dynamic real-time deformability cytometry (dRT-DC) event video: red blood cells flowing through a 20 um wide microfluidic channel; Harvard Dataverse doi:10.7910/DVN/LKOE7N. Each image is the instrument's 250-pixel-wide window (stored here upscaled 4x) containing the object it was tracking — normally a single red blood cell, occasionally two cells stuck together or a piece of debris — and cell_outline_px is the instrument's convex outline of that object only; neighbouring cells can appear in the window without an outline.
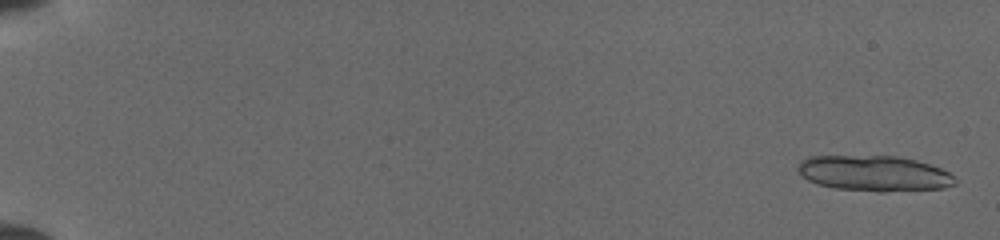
{"species": "common noctule bat (a hibernating species)", "species_latin": "Nyctalus noctula", "temperature_condition": "cold", "stored_images_in_passage": 26, "camera_frame_rate_fps": 3000, "um_per_image_px": 0.085, "animal": {"sex": "female", "body_mass_g": 19.5, "forearm_length_mm": 54.1}, "frame": {"image": 1, "passage_image": 2, "time_ms": 0.333, "image_size_px": [1000, 240], "cell_outline_px": [[960, 180], [956, 184], [944, 188], [884, 192], [880, 192], [836, 188], [820, 184], [808, 180], [800, 172], [800, 160], [812, 156], [896, 156], [916, 160], [940, 168], [948, 172]], "centroid_in_image_um": [74.38, 14.74], "position_along_channel_um": 10.6, "area_um2": 32.43}}